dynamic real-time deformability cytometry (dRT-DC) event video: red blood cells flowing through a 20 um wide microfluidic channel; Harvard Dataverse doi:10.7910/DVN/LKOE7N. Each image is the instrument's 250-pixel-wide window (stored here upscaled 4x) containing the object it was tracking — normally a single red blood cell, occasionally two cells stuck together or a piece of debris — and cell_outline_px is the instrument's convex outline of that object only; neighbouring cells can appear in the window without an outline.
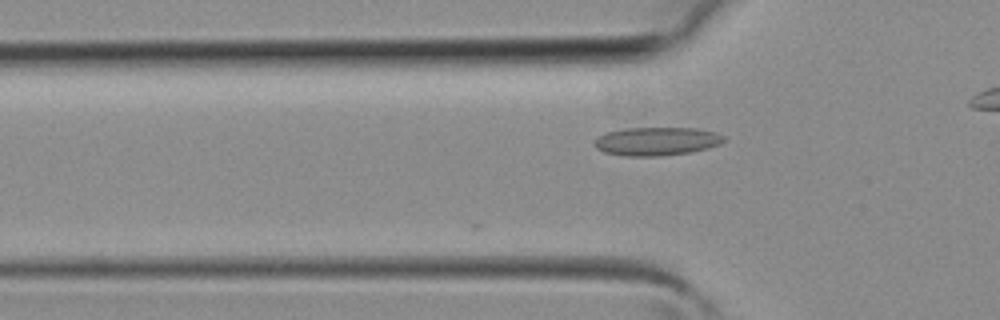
{"species": "common noctule bat (a hibernating species)", "species_latin": "Nyctalus noctula", "temperature_condition": "room temperature", "stored_images_in_passage": 7, "camera_frame_rate_fps": 3000, "um_per_image_px": 0.085, "animal": {"sex": "female", "body_mass_g": 19.3, "forearm_length_mm": 54.1}, "frame": {"image": 1, "passage_image": 7, "time_ms": 2.0, "image_size_px": [1000, 320], "cell_outline_px": [[724, 140], [720, 144], [708, 148], [692, 152], [660, 156], [624, 156], [604, 152], [596, 148], [596, 140], [600, 136], [608, 132], [628, 128], [696, 128], [712, 132], [724, 136]], "centroid_in_image_um": [55.83, 12.02], "position_along_channel_um": 70.0, "area_um2": 21.15}}